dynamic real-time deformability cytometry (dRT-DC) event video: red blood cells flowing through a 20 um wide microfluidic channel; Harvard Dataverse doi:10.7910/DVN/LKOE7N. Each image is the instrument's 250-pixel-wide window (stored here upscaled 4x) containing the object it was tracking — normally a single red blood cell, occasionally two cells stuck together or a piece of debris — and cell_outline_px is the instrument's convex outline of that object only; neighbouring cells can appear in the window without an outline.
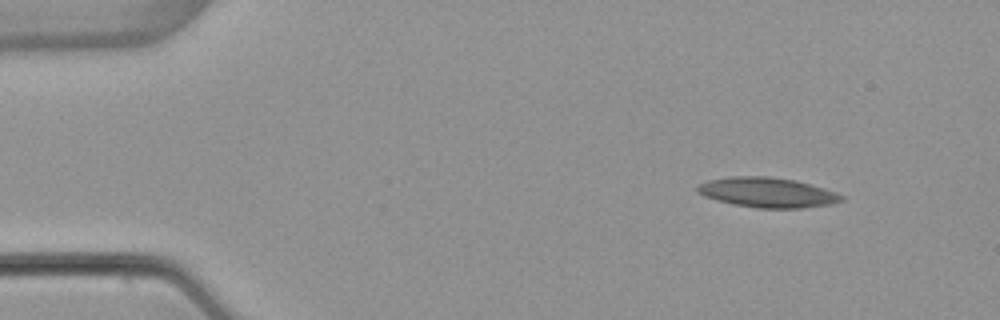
{"species": "common noctule bat (a hibernating species)", "species_latin": "Nyctalus noctula", "temperature_condition": "warm", "stored_images_in_passage": 4, "camera_frame_rate_fps": 3000, "um_per_image_px": 0.085, "animal": {"sex": "female", "body_mass_g": 22.7, "forearm_length_mm": 54.2}, "frame": {"image": 1, "passage_image": 1, "time_ms": 0.0, "image_size_px": [1000, 320], "cell_outline_px": [[844, 200], [832, 204], [804, 208], [756, 208], [732, 204], [716, 200], [704, 196], [696, 192], [696, 188], [700, 184], [708, 180], [732, 176], [768, 176], [796, 180], [824, 188], [836, 192], [844, 196]], "centroid_in_image_um": [65.24, 16.36], "position_along_channel_um": 19.8, "area_um2": 25.32}}
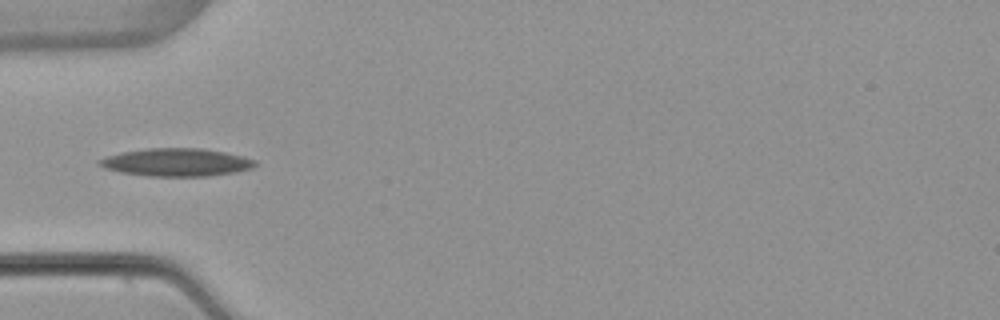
{"frame": {"image": 2, "passage_image": 4, "time_ms": 3.667, "image_size_px": [1000, 320], "cell_outline_px": [[256, 164], [252, 168], [236, 172], [208, 176], [148, 176], [120, 172], [104, 168], [96, 160], [108, 156], [124, 152], [148, 148], [204, 148], [244, 156], [256, 160]], "centroid_in_image_um": [15.03, 13.79], "position_along_channel_um": 70.0, "area_um2": 25.26}}